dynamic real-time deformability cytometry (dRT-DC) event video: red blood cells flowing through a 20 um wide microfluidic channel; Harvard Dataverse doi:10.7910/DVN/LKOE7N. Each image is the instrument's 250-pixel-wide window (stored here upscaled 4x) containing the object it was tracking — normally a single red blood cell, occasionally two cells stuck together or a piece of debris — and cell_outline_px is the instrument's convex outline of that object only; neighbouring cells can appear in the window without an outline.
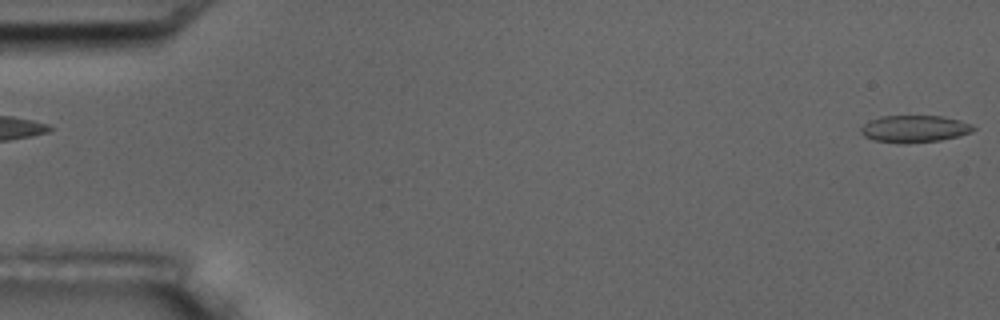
{"species": "common noctule bat (a hibernating species)", "species_latin": "Nyctalus noctula", "temperature_condition": "room temperature", "stored_images_in_passage": 2, "segment_of_instrument_passage": [2, 2], "camera_frame_rate_fps": 3000, "um_per_image_px": 0.085, "animal": {"sex": "male", "body_mass_g": 17.5, "forearm_length_mm": 52.3}, "frame": {"image": 1, "passage_image": 2, "time_ms": 2.0, "image_size_px": [1000, 320], "cell_outline_px": [[976, 128], [972, 132], [960, 136], [940, 140], [904, 144], [896, 144], [872, 140], [864, 136], [860, 132], [860, 128], [868, 120], [880, 116], [944, 116], [960, 120], [972, 124]], "centroid_in_image_um": [77.71, 10.96], "position_along_channel_um": 7.3, "area_um2": 18.15}}